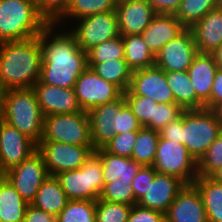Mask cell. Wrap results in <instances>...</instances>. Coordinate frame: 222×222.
<instances>
[{"label": "cell", "mask_w": 222, "mask_h": 222, "mask_svg": "<svg viewBox=\"0 0 222 222\" xmlns=\"http://www.w3.org/2000/svg\"><path fill=\"white\" fill-rule=\"evenodd\" d=\"M49 24L40 34L42 63L39 81L61 88H74L81 73L88 67L87 52L67 30Z\"/></svg>", "instance_id": "cell-1"}, {"label": "cell", "mask_w": 222, "mask_h": 222, "mask_svg": "<svg viewBox=\"0 0 222 222\" xmlns=\"http://www.w3.org/2000/svg\"><path fill=\"white\" fill-rule=\"evenodd\" d=\"M39 35L25 41L0 43V86L4 90L31 88L40 78Z\"/></svg>", "instance_id": "cell-2"}, {"label": "cell", "mask_w": 222, "mask_h": 222, "mask_svg": "<svg viewBox=\"0 0 222 222\" xmlns=\"http://www.w3.org/2000/svg\"><path fill=\"white\" fill-rule=\"evenodd\" d=\"M1 119L38 144L44 115L33 88L4 90Z\"/></svg>", "instance_id": "cell-3"}, {"label": "cell", "mask_w": 222, "mask_h": 222, "mask_svg": "<svg viewBox=\"0 0 222 222\" xmlns=\"http://www.w3.org/2000/svg\"><path fill=\"white\" fill-rule=\"evenodd\" d=\"M48 25L34 0H0V43L32 39Z\"/></svg>", "instance_id": "cell-4"}, {"label": "cell", "mask_w": 222, "mask_h": 222, "mask_svg": "<svg viewBox=\"0 0 222 222\" xmlns=\"http://www.w3.org/2000/svg\"><path fill=\"white\" fill-rule=\"evenodd\" d=\"M222 133V124L212 109H191L182 112V144L196 162Z\"/></svg>", "instance_id": "cell-5"}, {"label": "cell", "mask_w": 222, "mask_h": 222, "mask_svg": "<svg viewBox=\"0 0 222 222\" xmlns=\"http://www.w3.org/2000/svg\"><path fill=\"white\" fill-rule=\"evenodd\" d=\"M69 200L96 201L104 187L100 157L93 152L78 169L56 175Z\"/></svg>", "instance_id": "cell-6"}, {"label": "cell", "mask_w": 222, "mask_h": 222, "mask_svg": "<svg viewBox=\"0 0 222 222\" xmlns=\"http://www.w3.org/2000/svg\"><path fill=\"white\" fill-rule=\"evenodd\" d=\"M40 142H60L78 146H93L90 121L86 111L72 114H56L44 117Z\"/></svg>", "instance_id": "cell-7"}, {"label": "cell", "mask_w": 222, "mask_h": 222, "mask_svg": "<svg viewBox=\"0 0 222 222\" xmlns=\"http://www.w3.org/2000/svg\"><path fill=\"white\" fill-rule=\"evenodd\" d=\"M152 166L156 172L175 176L185 184H192L198 177L197 162L187 148L183 144L161 137Z\"/></svg>", "instance_id": "cell-8"}, {"label": "cell", "mask_w": 222, "mask_h": 222, "mask_svg": "<svg viewBox=\"0 0 222 222\" xmlns=\"http://www.w3.org/2000/svg\"><path fill=\"white\" fill-rule=\"evenodd\" d=\"M74 22H77L76 27H72L68 31L85 52L104 41L120 36L116 11L89 15Z\"/></svg>", "instance_id": "cell-9"}, {"label": "cell", "mask_w": 222, "mask_h": 222, "mask_svg": "<svg viewBox=\"0 0 222 222\" xmlns=\"http://www.w3.org/2000/svg\"><path fill=\"white\" fill-rule=\"evenodd\" d=\"M37 151L43 157L48 174L56 176L80 168L94 152V148L60 142H39Z\"/></svg>", "instance_id": "cell-10"}, {"label": "cell", "mask_w": 222, "mask_h": 222, "mask_svg": "<svg viewBox=\"0 0 222 222\" xmlns=\"http://www.w3.org/2000/svg\"><path fill=\"white\" fill-rule=\"evenodd\" d=\"M78 103L83 111L106 104L120 98L124 92L115 84L100 77L91 67H87L74 86Z\"/></svg>", "instance_id": "cell-11"}, {"label": "cell", "mask_w": 222, "mask_h": 222, "mask_svg": "<svg viewBox=\"0 0 222 222\" xmlns=\"http://www.w3.org/2000/svg\"><path fill=\"white\" fill-rule=\"evenodd\" d=\"M48 176L43 157L38 151L6 171L8 181L29 204L35 199L39 187Z\"/></svg>", "instance_id": "cell-12"}, {"label": "cell", "mask_w": 222, "mask_h": 222, "mask_svg": "<svg viewBox=\"0 0 222 222\" xmlns=\"http://www.w3.org/2000/svg\"><path fill=\"white\" fill-rule=\"evenodd\" d=\"M124 95H141L156 103H175L167 84L166 72L156 65L132 71L129 88Z\"/></svg>", "instance_id": "cell-13"}, {"label": "cell", "mask_w": 222, "mask_h": 222, "mask_svg": "<svg viewBox=\"0 0 222 222\" xmlns=\"http://www.w3.org/2000/svg\"><path fill=\"white\" fill-rule=\"evenodd\" d=\"M197 54L198 49L192 30L186 28L163 46L155 56V65L165 72L187 71Z\"/></svg>", "instance_id": "cell-14"}, {"label": "cell", "mask_w": 222, "mask_h": 222, "mask_svg": "<svg viewBox=\"0 0 222 222\" xmlns=\"http://www.w3.org/2000/svg\"><path fill=\"white\" fill-rule=\"evenodd\" d=\"M37 151V144L0 119V161L7 171Z\"/></svg>", "instance_id": "cell-15"}, {"label": "cell", "mask_w": 222, "mask_h": 222, "mask_svg": "<svg viewBox=\"0 0 222 222\" xmlns=\"http://www.w3.org/2000/svg\"><path fill=\"white\" fill-rule=\"evenodd\" d=\"M42 114H72L81 112L74 88H61L41 83L39 80L32 87Z\"/></svg>", "instance_id": "cell-16"}, {"label": "cell", "mask_w": 222, "mask_h": 222, "mask_svg": "<svg viewBox=\"0 0 222 222\" xmlns=\"http://www.w3.org/2000/svg\"><path fill=\"white\" fill-rule=\"evenodd\" d=\"M115 11L120 36L140 35L157 15L147 0L117 1Z\"/></svg>", "instance_id": "cell-17"}, {"label": "cell", "mask_w": 222, "mask_h": 222, "mask_svg": "<svg viewBox=\"0 0 222 222\" xmlns=\"http://www.w3.org/2000/svg\"><path fill=\"white\" fill-rule=\"evenodd\" d=\"M125 104L126 99L123 94L117 100L96 106L87 112L94 150L103 148L113 139L115 136L114 117Z\"/></svg>", "instance_id": "cell-18"}, {"label": "cell", "mask_w": 222, "mask_h": 222, "mask_svg": "<svg viewBox=\"0 0 222 222\" xmlns=\"http://www.w3.org/2000/svg\"><path fill=\"white\" fill-rule=\"evenodd\" d=\"M166 222H208L197 188L185 184L165 213Z\"/></svg>", "instance_id": "cell-19"}, {"label": "cell", "mask_w": 222, "mask_h": 222, "mask_svg": "<svg viewBox=\"0 0 222 222\" xmlns=\"http://www.w3.org/2000/svg\"><path fill=\"white\" fill-rule=\"evenodd\" d=\"M184 185L185 183L175 176L156 172L155 179L150 180L149 187L137 204L165 214Z\"/></svg>", "instance_id": "cell-20"}, {"label": "cell", "mask_w": 222, "mask_h": 222, "mask_svg": "<svg viewBox=\"0 0 222 222\" xmlns=\"http://www.w3.org/2000/svg\"><path fill=\"white\" fill-rule=\"evenodd\" d=\"M186 27L174 14H157L140 34L144 43L154 56L172 39L181 34Z\"/></svg>", "instance_id": "cell-21"}, {"label": "cell", "mask_w": 222, "mask_h": 222, "mask_svg": "<svg viewBox=\"0 0 222 222\" xmlns=\"http://www.w3.org/2000/svg\"><path fill=\"white\" fill-rule=\"evenodd\" d=\"M217 70L213 55L199 52L187 70L196 97L207 109H210V94Z\"/></svg>", "instance_id": "cell-22"}, {"label": "cell", "mask_w": 222, "mask_h": 222, "mask_svg": "<svg viewBox=\"0 0 222 222\" xmlns=\"http://www.w3.org/2000/svg\"><path fill=\"white\" fill-rule=\"evenodd\" d=\"M190 29L198 52L213 53L222 44V10H211Z\"/></svg>", "instance_id": "cell-23"}, {"label": "cell", "mask_w": 222, "mask_h": 222, "mask_svg": "<svg viewBox=\"0 0 222 222\" xmlns=\"http://www.w3.org/2000/svg\"><path fill=\"white\" fill-rule=\"evenodd\" d=\"M94 152L100 157L102 163L104 184L118 178L132 181L142 166L131 158L108 153L104 148L94 150Z\"/></svg>", "instance_id": "cell-24"}, {"label": "cell", "mask_w": 222, "mask_h": 222, "mask_svg": "<svg viewBox=\"0 0 222 222\" xmlns=\"http://www.w3.org/2000/svg\"><path fill=\"white\" fill-rule=\"evenodd\" d=\"M68 201L59 179L49 175L39 187L31 205L57 217L66 207Z\"/></svg>", "instance_id": "cell-25"}, {"label": "cell", "mask_w": 222, "mask_h": 222, "mask_svg": "<svg viewBox=\"0 0 222 222\" xmlns=\"http://www.w3.org/2000/svg\"><path fill=\"white\" fill-rule=\"evenodd\" d=\"M166 80L171 88L175 103L183 110L205 108V105L196 97L187 71L166 72Z\"/></svg>", "instance_id": "cell-26"}, {"label": "cell", "mask_w": 222, "mask_h": 222, "mask_svg": "<svg viewBox=\"0 0 222 222\" xmlns=\"http://www.w3.org/2000/svg\"><path fill=\"white\" fill-rule=\"evenodd\" d=\"M192 184L200 193L208 222H222V184L211 177L201 176Z\"/></svg>", "instance_id": "cell-27"}, {"label": "cell", "mask_w": 222, "mask_h": 222, "mask_svg": "<svg viewBox=\"0 0 222 222\" xmlns=\"http://www.w3.org/2000/svg\"><path fill=\"white\" fill-rule=\"evenodd\" d=\"M28 205L7 178L0 181L1 222H23Z\"/></svg>", "instance_id": "cell-28"}, {"label": "cell", "mask_w": 222, "mask_h": 222, "mask_svg": "<svg viewBox=\"0 0 222 222\" xmlns=\"http://www.w3.org/2000/svg\"><path fill=\"white\" fill-rule=\"evenodd\" d=\"M122 40L124 59L132 71L155 65V56L144 43L141 35L122 36Z\"/></svg>", "instance_id": "cell-29"}, {"label": "cell", "mask_w": 222, "mask_h": 222, "mask_svg": "<svg viewBox=\"0 0 222 222\" xmlns=\"http://www.w3.org/2000/svg\"><path fill=\"white\" fill-rule=\"evenodd\" d=\"M117 0H70L65 13L54 23L57 27L70 20L80 19L89 15L115 11Z\"/></svg>", "instance_id": "cell-30"}, {"label": "cell", "mask_w": 222, "mask_h": 222, "mask_svg": "<svg viewBox=\"0 0 222 222\" xmlns=\"http://www.w3.org/2000/svg\"><path fill=\"white\" fill-rule=\"evenodd\" d=\"M100 77L117 85L123 92L127 91L132 77V70L125 59H113L103 63H88Z\"/></svg>", "instance_id": "cell-31"}, {"label": "cell", "mask_w": 222, "mask_h": 222, "mask_svg": "<svg viewBox=\"0 0 222 222\" xmlns=\"http://www.w3.org/2000/svg\"><path fill=\"white\" fill-rule=\"evenodd\" d=\"M160 136L159 132L153 129L142 127L138 131V137L132 151L131 159L142 166H152Z\"/></svg>", "instance_id": "cell-32"}, {"label": "cell", "mask_w": 222, "mask_h": 222, "mask_svg": "<svg viewBox=\"0 0 222 222\" xmlns=\"http://www.w3.org/2000/svg\"><path fill=\"white\" fill-rule=\"evenodd\" d=\"M215 5L216 0H182L174 15L186 28H191L215 9Z\"/></svg>", "instance_id": "cell-33"}, {"label": "cell", "mask_w": 222, "mask_h": 222, "mask_svg": "<svg viewBox=\"0 0 222 222\" xmlns=\"http://www.w3.org/2000/svg\"><path fill=\"white\" fill-rule=\"evenodd\" d=\"M96 201L69 200L58 214L57 222H96Z\"/></svg>", "instance_id": "cell-34"}, {"label": "cell", "mask_w": 222, "mask_h": 222, "mask_svg": "<svg viewBox=\"0 0 222 222\" xmlns=\"http://www.w3.org/2000/svg\"><path fill=\"white\" fill-rule=\"evenodd\" d=\"M131 184L132 181L121 178L104 184L99 199L133 206L137 204L138 201L135 198Z\"/></svg>", "instance_id": "cell-35"}, {"label": "cell", "mask_w": 222, "mask_h": 222, "mask_svg": "<svg viewBox=\"0 0 222 222\" xmlns=\"http://www.w3.org/2000/svg\"><path fill=\"white\" fill-rule=\"evenodd\" d=\"M88 63H103L105 61L124 59L122 36L113 38L94 46L87 52Z\"/></svg>", "instance_id": "cell-36"}, {"label": "cell", "mask_w": 222, "mask_h": 222, "mask_svg": "<svg viewBox=\"0 0 222 222\" xmlns=\"http://www.w3.org/2000/svg\"><path fill=\"white\" fill-rule=\"evenodd\" d=\"M126 103L131 108L133 114L138 119L142 127L154 130L155 106L158 105L154 100L141 95H124Z\"/></svg>", "instance_id": "cell-37"}, {"label": "cell", "mask_w": 222, "mask_h": 222, "mask_svg": "<svg viewBox=\"0 0 222 222\" xmlns=\"http://www.w3.org/2000/svg\"><path fill=\"white\" fill-rule=\"evenodd\" d=\"M131 205L106 200H96V222H127Z\"/></svg>", "instance_id": "cell-38"}, {"label": "cell", "mask_w": 222, "mask_h": 222, "mask_svg": "<svg viewBox=\"0 0 222 222\" xmlns=\"http://www.w3.org/2000/svg\"><path fill=\"white\" fill-rule=\"evenodd\" d=\"M222 167V133L210 144L208 150L197 162V174L210 177Z\"/></svg>", "instance_id": "cell-39"}, {"label": "cell", "mask_w": 222, "mask_h": 222, "mask_svg": "<svg viewBox=\"0 0 222 222\" xmlns=\"http://www.w3.org/2000/svg\"><path fill=\"white\" fill-rule=\"evenodd\" d=\"M137 137L138 131L118 133L103 148L108 153L131 158Z\"/></svg>", "instance_id": "cell-40"}, {"label": "cell", "mask_w": 222, "mask_h": 222, "mask_svg": "<svg viewBox=\"0 0 222 222\" xmlns=\"http://www.w3.org/2000/svg\"><path fill=\"white\" fill-rule=\"evenodd\" d=\"M70 0H36L39 14L48 24H54L66 11Z\"/></svg>", "instance_id": "cell-41"}, {"label": "cell", "mask_w": 222, "mask_h": 222, "mask_svg": "<svg viewBox=\"0 0 222 222\" xmlns=\"http://www.w3.org/2000/svg\"><path fill=\"white\" fill-rule=\"evenodd\" d=\"M183 109L176 103H159L155 106L154 130L160 131L169 122L181 116Z\"/></svg>", "instance_id": "cell-42"}, {"label": "cell", "mask_w": 222, "mask_h": 222, "mask_svg": "<svg viewBox=\"0 0 222 222\" xmlns=\"http://www.w3.org/2000/svg\"><path fill=\"white\" fill-rule=\"evenodd\" d=\"M142 125L133 114L131 108L126 103L114 117V133H124L131 131H139Z\"/></svg>", "instance_id": "cell-43"}, {"label": "cell", "mask_w": 222, "mask_h": 222, "mask_svg": "<svg viewBox=\"0 0 222 222\" xmlns=\"http://www.w3.org/2000/svg\"><path fill=\"white\" fill-rule=\"evenodd\" d=\"M156 171L153 166H141L136 176L132 180V190L138 201L149 187L150 180H154Z\"/></svg>", "instance_id": "cell-44"}, {"label": "cell", "mask_w": 222, "mask_h": 222, "mask_svg": "<svg viewBox=\"0 0 222 222\" xmlns=\"http://www.w3.org/2000/svg\"><path fill=\"white\" fill-rule=\"evenodd\" d=\"M127 222H166L163 212L148 209L138 204L132 206Z\"/></svg>", "instance_id": "cell-45"}, {"label": "cell", "mask_w": 222, "mask_h": 222, "mask_svg": "<svg viewBox=\"0 0 222 222\" xmlns=\"http://www.w3.org/2000/svg\"><path fill=\"white\" fill-rule=\"evenodd\" d=\"M158 132L161 138L182 144V113L179 118L169 122Z\"/></svg>", "instance_id": "cell-46"}, {"label": "cell", "mask_w": 222, "mask_h": 222, "mask_svg": "<svg viewBox=\"0 0 222 222\" xmlns=\"http://www.w3.org/2000/svg\"><path fill=\"white\" fill-rule=\"evenodd\" d=\"M23 222H57V217L29 204Z\"/></svg>", "instance_id": "cell-47"}, {"label": "cell", "mask_w": 222, "mask_h": 222, "mask_svg": "<svg viewBox=\"0 0 222 222\" xmlns=\"http://www.w3.org/2000/svg\"><path fill=\"white\" fill-rule=\"evenodd\" d=\"M157 14H175L182 0H147Z\"/></svg>", "instance_id": "cell-48"}, {"label": "cell", "mask_w": 222, "mask_h": 222, "mask_svg": "<svg viewBox=\"0 0 222 222\" xmlns=\"http://www.w3.org/2000/svg\"><path fill=\"white\" fill-rule=\"evenodd\" d=\"M220 102H222V70L218 69L210 94V109H213Z\"/></svg>", "instance_id": "cell-49"}, {"label": "cell", "mask_w": 222, "mask_h": 222, "mask_svg": "<svg viewBox=\"0 0 222 222\" xmlns=\"http://www.w3.org/2000/svg\"><path fill=\"white\" fill-rule=\"evenodd\" d=\"M211 54L214 57L218 69L222 70V44Z\"/></svg>", "instance_id": "cell-50"}, {"label": "cell", "mask_w": 222, "mask_h": 222, "mask_svg": "<svg viewBox=\"0 0 222 222\" xmlns=\"http://www.w3.org/2000/svg\"><path fill=\"white\" fill-rule=\"evenodd\" d=\"M217 120L222 124V102L218 103L213 109Z\"/></svg>", "instance_id": "cell-51"}, {"label": "cell", "mask_w": 222, "mask_h": 222, "mask_svg": "<svg viewBox=\"0 0 222 222\" xmlns=\"http://www.w3.org/2000/svg\"><path fill=\"white\" fill-rule=\"evenodd\" d=\"M210 177L222 184V167L215 171Z\"/></svg>", "instance_id": "cell-52"}, {"label": "cell", "mask_w": 222, "mask_h": 222, "mask_svg": "<svg viewBox=\"0 0 222 222\" xmlns=\"http://www.w3.org/2000/svg\"><path fill=\"white\" fill-rule=\"evenodd\" d=\"M3 94H4V89L0 88V119L2 115Z\"/></svg>", "instance_id": "cell-53"}, {"label": "cell", "mask_w": 222, "mask_h": 222, "mask_svg": "<svg viewBox=\"0 0 222 222\" xmlns=\"http://www.w3.org/2000/svg\"><path fill=\"white\" fill-rule=\"evenodd\" d=\"M6 178V170L2 167L1 161H0V181Z\"/></svg>", "instance_id": "cell-54"}, {"label": "cell", "mask_w": 222, "mask_h": 222, "mask_svg": "<svg viewBox=\"0 0 222 222\" xmlns=\"http://www.w3.org/2000/svg\"><path fill=\"white\" fill-rule=\"evenodd\" d=\"M215 9L222 10V0H216Z\"/></svg>", "instance_id": "cell-55"}]
</instances>
